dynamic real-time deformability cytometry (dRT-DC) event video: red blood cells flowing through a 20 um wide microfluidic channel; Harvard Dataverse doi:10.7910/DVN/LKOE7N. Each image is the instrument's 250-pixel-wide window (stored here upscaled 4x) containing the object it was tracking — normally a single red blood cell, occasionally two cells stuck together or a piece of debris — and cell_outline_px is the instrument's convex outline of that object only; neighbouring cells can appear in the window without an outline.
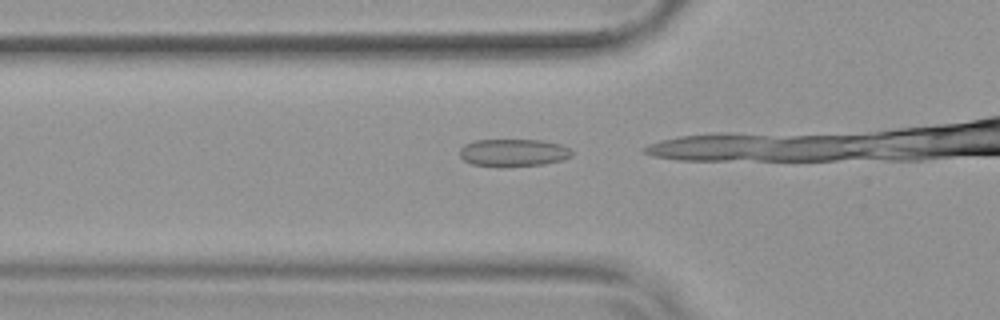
{"species": "common noctule bat (a hibernating species)", "species_latin": "Nyctalus noctula", "temperature_condition": "warm", "stored_images_in_passage": 13, "camera_frame_rate_fps": 3000, "um_per_image_px": 0.085, "animal": {"sex": "female", "body_mass_g": 19.9}, "frame": {"image": 1, "passage_image": 11, "time_ms": 3.333, "image_size_px": [1000, 320], "cell_outline_px": [[572, 156], [564, 160], [544, 164], [504, 168], [496, 168], [472, 164], [464, 160], [460, 156], [460, 148], [464, 144], [476, 140], [544, 140], [560, 144], [568, 148], [572, 152]], "centroid_in_image_um": [43.62, 13.0], "position_along_channel_um": 82.2, "area_um2": 18.44}}